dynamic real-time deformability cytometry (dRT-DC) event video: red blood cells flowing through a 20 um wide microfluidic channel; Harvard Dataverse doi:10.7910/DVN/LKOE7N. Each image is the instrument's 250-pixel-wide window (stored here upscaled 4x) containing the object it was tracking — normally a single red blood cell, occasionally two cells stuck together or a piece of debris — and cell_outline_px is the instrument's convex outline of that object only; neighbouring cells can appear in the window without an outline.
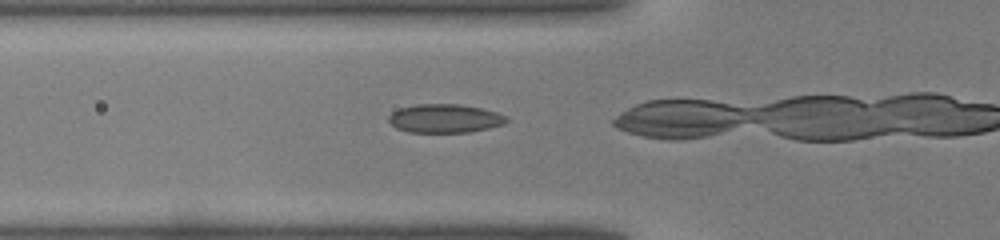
{"species": "common noctule bat (a hibernating species)", "species_latin": "Nyctalus noctula", "temperature_condition": "warm", "stored_images_in_passage": 15, "camera_frame_rate_fps": 3000, "um_per_image_px": 0.085, "animal": {"sex": "male", "body_mass_g": 19.0, "forearm_length_mm": 50.8}, "frame": {"image": 1, "passage_image": 3, "time_ms": 0.667, "image_size_px": [1000, 240], "cell_outline_px": [[508, 120], [504, 124], [488, 128], [468, 132], [408, 132], [396, 128], [388, 120], [388, 116], [392, 112], [400, 108], [416, 104], [460, 104], [480, 108], [496, 112], [504, 116]], "centroid_in_image_um": [37.77, 10.06], "position_along_channel_um": 88.0, "area_um2": 19.54}}